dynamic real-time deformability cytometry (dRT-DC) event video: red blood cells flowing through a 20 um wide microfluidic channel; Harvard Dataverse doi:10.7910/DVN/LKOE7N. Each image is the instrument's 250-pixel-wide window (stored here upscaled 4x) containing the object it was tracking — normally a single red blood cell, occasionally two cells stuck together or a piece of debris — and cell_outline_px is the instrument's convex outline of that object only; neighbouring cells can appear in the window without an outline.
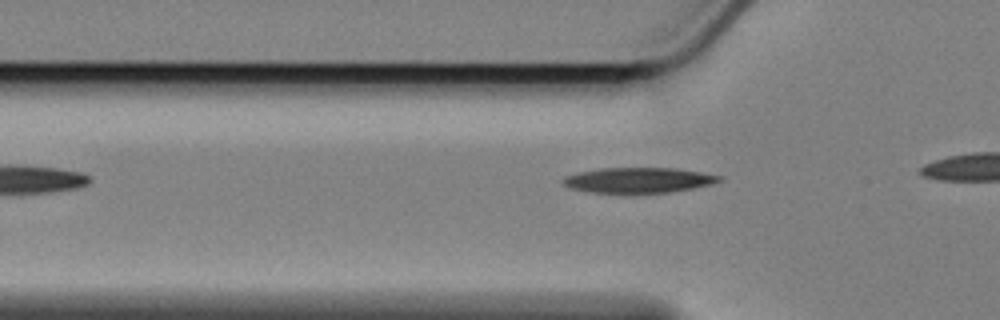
{"species": "Egyptian fruit bat (a non-hibernating species)", "species_latin": "Rousettus aegyptiacus", "temperature_condition": "cold", "stored_images_in_passage": 6, "camera_frame_rate_fps": 3000, "um_per_image_px": 0.085, "animal": {"sex": "female"}, "frame": {"image": 1, "passage_image": 4, "time_ms": 1.0, "image_size_px": [1000, 320], "cell_outline_px": [[724, 180], [712, 184], [692, 188], [668, 192], [592, 192], [572, 188], [564, 184], [560, 180], [564, 176], [580, 172], [600, 168], [676, 168], [724, 176]], "centroid_in_image_um": [54.31, 15.29], "position_along_channel_um": 71.5, "area_um2": 22.77}}